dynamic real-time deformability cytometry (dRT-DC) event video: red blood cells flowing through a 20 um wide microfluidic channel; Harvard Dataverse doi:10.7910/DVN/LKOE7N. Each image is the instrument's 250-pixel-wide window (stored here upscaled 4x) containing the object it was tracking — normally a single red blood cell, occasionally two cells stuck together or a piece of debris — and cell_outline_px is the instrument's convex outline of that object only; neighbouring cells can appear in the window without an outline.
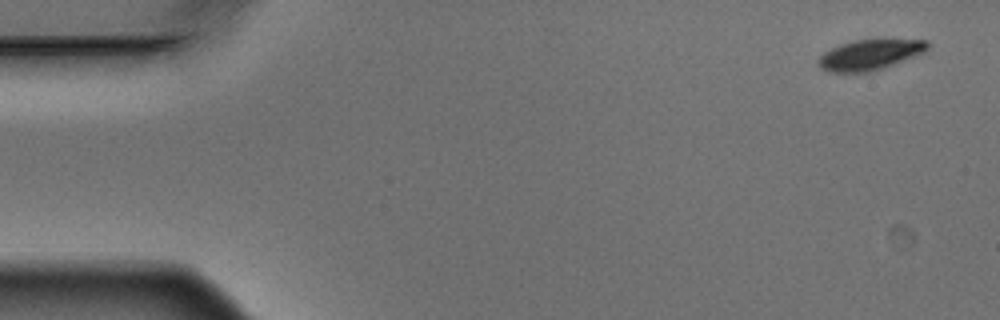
{"species": "Egyptian fruit bat (a non-hibernating species)", "species_latin": "Rousettus aegyptiacus", "temperature_condition": "warm", "stored_images_in_passage": 5, "camera_frame_rate_fps": 3000, "um_per_image_px": 0.085, "animal": {"sex": "male"}, "frame": {"image": 1, "passage_image": 1, "time_ms": 0.0, "image_size_px": [1000, 320], "cell_outline_px": [[928, 48], [924, 52], [884, 68], [868, 72], [828, 72], [820, 68], [816, 64], [820, 56], [824, 52], [840, 44], [856, 40], [928, 40]], "centroid_in_image_um": [73.89, 4.67], "position_along_channel_um": 11.1, "area_um2": 19.13}}
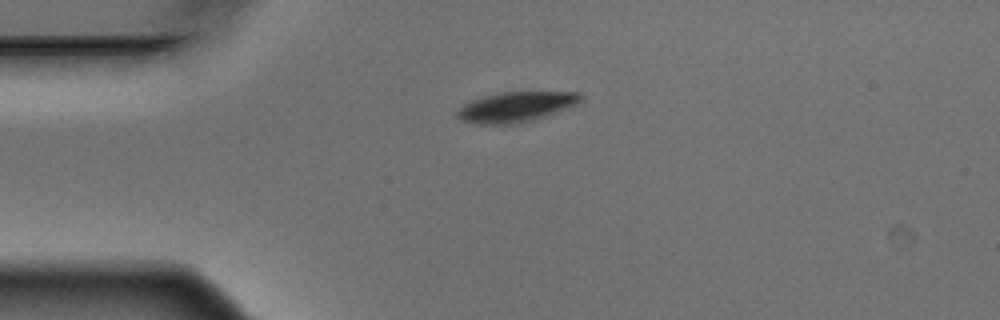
{"frame": {"image": 2, "passage_image": 4, "time_ms": 1.0, "image_size_px": [1000, 320], "cell_outline_px": [[584, 100], [580, 104], [536, 120], [520, 124], [476, 124], [460, 120], [456, 116], [456, 112], [464, 104], [472, 100], [484, 96], [504, 92], [580, 92], [584, 96]], "centroid_in_image_um": [43.93, 9.1], "position_along_channel_um": 41.1, "area_um2": 22.14}}